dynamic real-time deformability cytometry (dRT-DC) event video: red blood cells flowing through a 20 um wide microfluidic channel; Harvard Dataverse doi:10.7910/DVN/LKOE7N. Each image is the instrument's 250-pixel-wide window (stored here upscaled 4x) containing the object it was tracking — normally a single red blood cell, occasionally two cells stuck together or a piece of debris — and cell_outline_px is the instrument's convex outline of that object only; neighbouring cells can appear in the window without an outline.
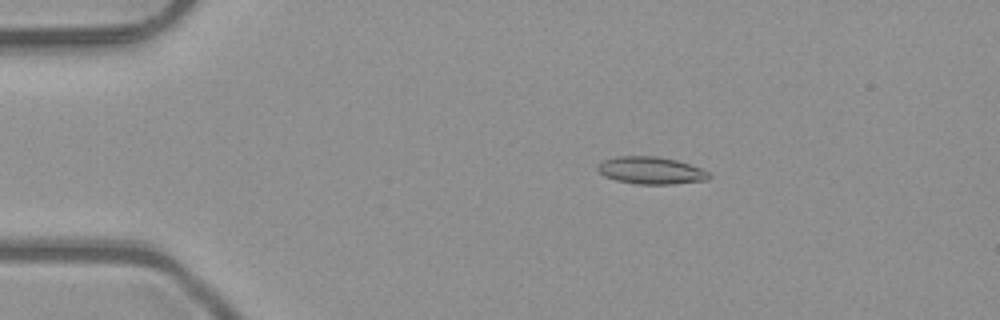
{"species": "common noctule bat (a hibernating species)", "species_latin": "Nyctalus noctula", "temperature_condition": "room temperature", "stored_images_in_passage": 3, "camera_frame_rate_fps": 3000, "um_per_image_px": 0.085, "animal": {"sex": "male", "body_mass_g": 23.1, "forearm_length_mm": 52.7}, "frame": {"image": 1, "passage_image": 1, "time_ms": 0.0, "image_size_px": [1000, 320], "cell_outline_px": [[712, 176], [708, 180], [672, 184], [636, 184], [616, 180], [604, 176], [596, 168], [596, 164], [604, 160], [616, 156], [656, 156], [676, 160], [700, 168], [708, 172]], "centroid_in_image_um": [55.31, 14.49], "position_along_channel_um": 29.7, "area_um2": 17.74}}
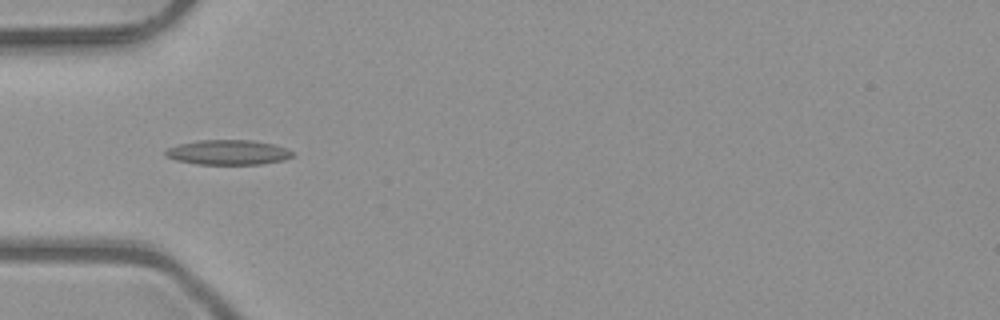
{"frame": {"image": 2, "passage_image": 3, "time_ms": 0.667, "image_size_px": [1000, 320], "cell_outline_px": [[296, 152], [292, 156], [284, 160], [260, 164], [196, 164], [176, 160], [164, 156], [164, 152], [168, 148], [180, 144], [200, 140], [252, 140], [276, 144], [288, 148]], "centroid_in_image_um": [19.43, 12.95], "position_along_channel_um": 65.6, "area_um2": 18.55}}